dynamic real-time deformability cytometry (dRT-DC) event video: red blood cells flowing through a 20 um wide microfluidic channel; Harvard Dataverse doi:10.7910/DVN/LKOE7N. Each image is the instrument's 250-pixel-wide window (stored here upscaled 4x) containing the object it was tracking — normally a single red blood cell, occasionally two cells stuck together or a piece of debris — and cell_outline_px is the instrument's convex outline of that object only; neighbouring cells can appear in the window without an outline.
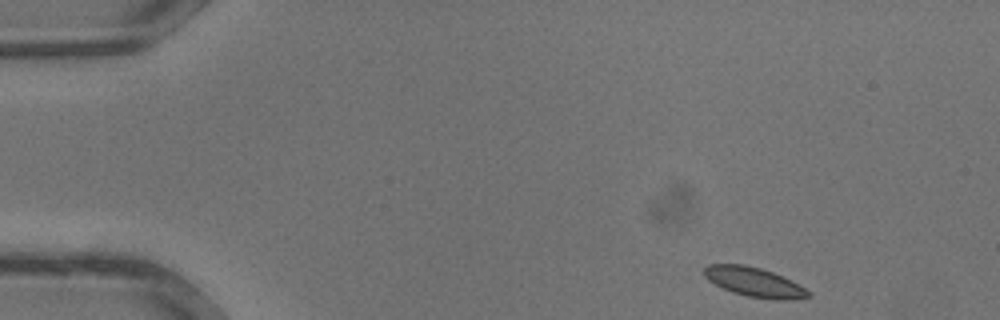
{"species": "common noctule bat (a hibernating species)", "species_latin": "Nyctalus noctula", "temperature_condition": "warm", "stored_images_in_passage": 32, "camera_frame_rate_fps": 3000, "um_per_image_px": 0.085, "animal": {"sex": "male", "body_mass_g": 13.3}, "frame": {"image": 1, "passage_image": 1, "time_ms": 0.0, "image_size_px": [1000, 320], "cell_outline_px": [[812, 296], [796, 300], [776, 300], [748, 296], [732, 292], [708, 280], [704, 276], [704, 268], [708, 264], [744, 264], [760, 268], [772, 272], [792, 280], [804, 288]], "centroid_in_image_um": [64.12, 23.98], "position_along_channel_um": 20.9, "area_um2": 17.8}}
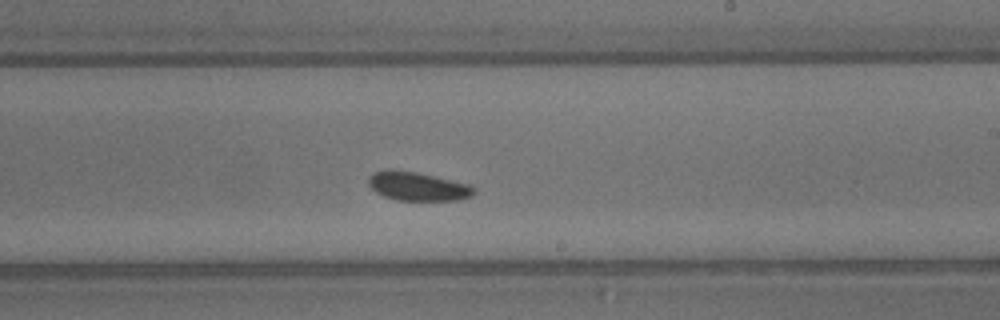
{"frame": {"image": 2, "passage_image": 18, "time_ms": 5.667, "image_size_px": [1000, 320], "cell_outline_px": [[476, 192], [472, 196], [460, 200], [396, 200], [384, 196], [376, 192], [368, 184], [368, 176], [376, 172], [392, 168], [416, 172], [472, 184], [476, 188]], "centroid_in_image_um": [35.55, 15.83], "position_along_channel_um": 253.5, "area_um2": 17.92}}
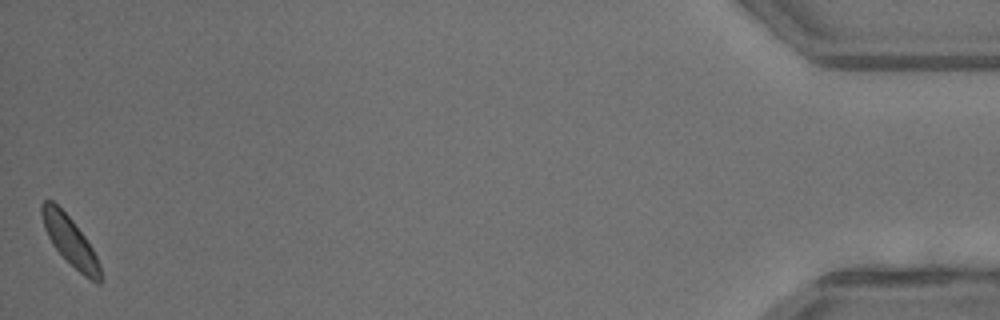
{"frame": {"image": 3, "passage_image": 32, "time_ms": 10.333, "image_size_px": [1000, 320], "cell_outline_px": [[104, 276], [100, 284], [96, 284], [84, 276], [52, 244], [44, 228], [40, 212], [40, 204], [44, 200], [52, 200], [72, 220], [84, 236], [92, 248], [100, 264]], "centroid_in_image_um": [5.98, 20.51], "position_along_channel_um": 429.2, "area_um2": 16.59}}